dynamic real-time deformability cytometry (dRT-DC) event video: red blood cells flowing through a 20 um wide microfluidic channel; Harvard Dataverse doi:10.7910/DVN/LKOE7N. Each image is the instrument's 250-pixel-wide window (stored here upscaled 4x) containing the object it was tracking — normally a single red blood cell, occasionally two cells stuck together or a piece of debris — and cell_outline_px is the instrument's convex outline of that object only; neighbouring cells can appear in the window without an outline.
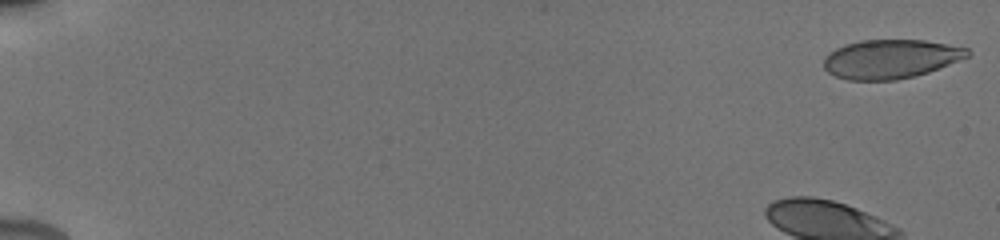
{"species": "human", "species_latin": "Homo sapiens", "temperature_condition": "cold", "stored_images_in_passage": 32, "camera_frame_rate_fps": 3000, "um_per_image_px": 0.085, "donor": {"sex": "male"}, "frame": {"image": 1, "passage_image": 1, "time_ms": 0.0, "image_size_px": [1000, 240], "cell_outline_px": [[972, 52], [968, 56], [928, 72], [896, 80], [848, 80], [836, 76], [828, 72], [824, 68], [824, 56], [828, 52], [844, 44], [860, 40], [924, 40], [968, 48]], "centroid_in_image_um": [75.66, 5.0], "position_along_channel_um": 9.3, "area_um2": 32.54}}